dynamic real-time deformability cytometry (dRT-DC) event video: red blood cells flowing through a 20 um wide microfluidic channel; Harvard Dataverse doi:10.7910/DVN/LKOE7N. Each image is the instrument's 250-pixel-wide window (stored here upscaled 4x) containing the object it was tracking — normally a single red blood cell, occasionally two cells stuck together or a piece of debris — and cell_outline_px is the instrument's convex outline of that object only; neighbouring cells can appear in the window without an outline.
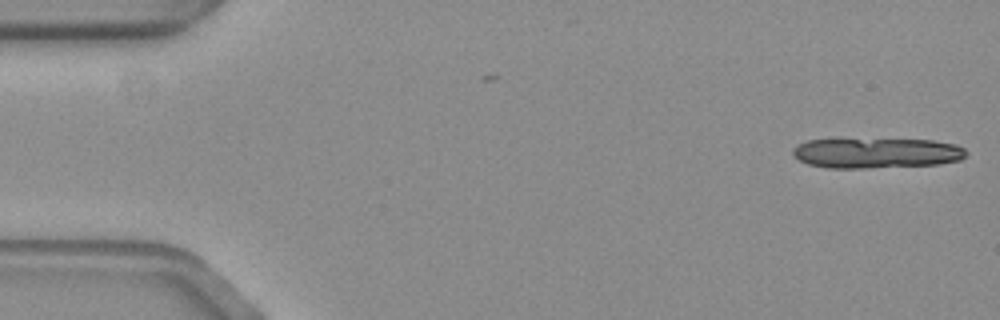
{"species": "common noctule bat (a hibernating species)", "species_latin": "Nyctalus noctula", "temperature_condition": "warm", "stored_images_in_passage": 2, "camera_frame_rate_fps": 3000, "um_per_image_px": 0.085, "animal": {"sex": "female", "body_mass_g": 19.3, "forearm_length_mm": 54.1}, "frame": {"image": 1, "passage_image": 2, "time_ms": 0.333, "image_size_px": [1000, 320], "cell_outline_px": [[968, 152], [960, 160], [940, 164], [868, 168], [828, 168], [808, 164], [800, 160], [792, 152], [792, 148], [808, 140], [932, 140], [956, 144], [964, 148]], "centroid_in_image_um": [74.54, 13.02], "position_along_channel_um": 10.5, "area_um2": 30.23}}